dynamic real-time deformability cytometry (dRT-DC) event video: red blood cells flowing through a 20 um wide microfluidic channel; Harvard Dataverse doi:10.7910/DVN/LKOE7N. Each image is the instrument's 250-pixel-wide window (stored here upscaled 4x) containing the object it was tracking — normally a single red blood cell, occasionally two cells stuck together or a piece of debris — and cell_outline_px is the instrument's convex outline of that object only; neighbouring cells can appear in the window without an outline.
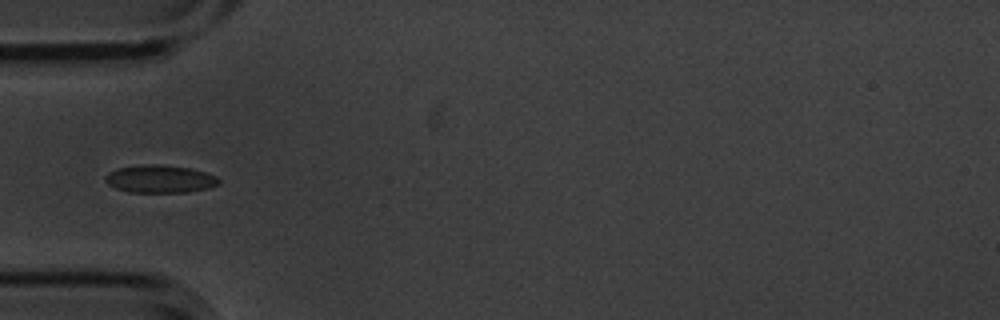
{"species": "common noctule bat (a hibernating species)", "species_latin": "Nyctalus noctula", "temperature_condition": "cold", "stored_images_in_passage": 6, "camera_frame_rate_fps": 3000, "um_per_image_px": 0.085, "animal": {"sex": "male", "body_mass_g": 20.1, "forearm_length_mm": 53.5}, "frame": {"image": 1, "passage_image": 4, "time_ms": 1.0, "image_size_px": [1000, 320], "cell_outline_px": [[220, 184], [208, 188], [188, 192], [128, 192], [116, 188], [108, 184], [104, 180], [104, 176], [108, 172], [116, 168], [140, 164], [160, 164], [192, 168], [216, 176], [220, 180]], "centroid_in_image_um": [13.57, 15.2], "position_along_channel_um": 71.4, "area_um2": 18.61}}
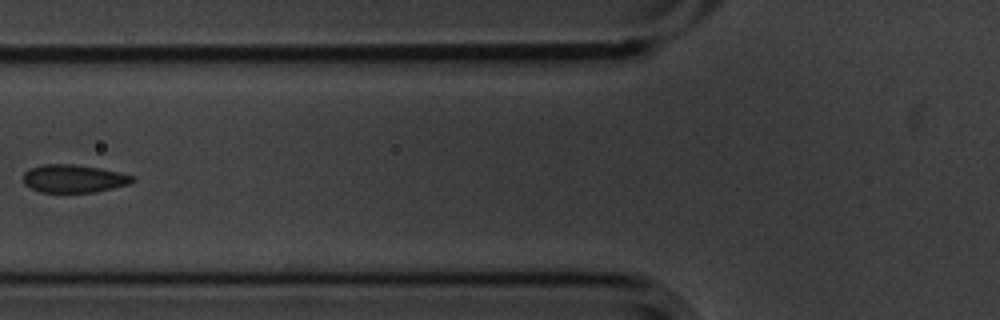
{"frame": {"image": 2, "passage_image": 5, "time_ms": 1.333, "image_size_px": [1000, 320], "cell_outline_px": [[136, 180], [128, 184], [112, 188], [92, 192], [40, 192], [24, 184], [24, 172], [32, 168], [44, 164], [76, 164], [100, 168], [136, 176]], "centroid_in_image_um": [6.29, 15.17], "position_along_channel_um": 119.5, "area_um2": 17.69}}
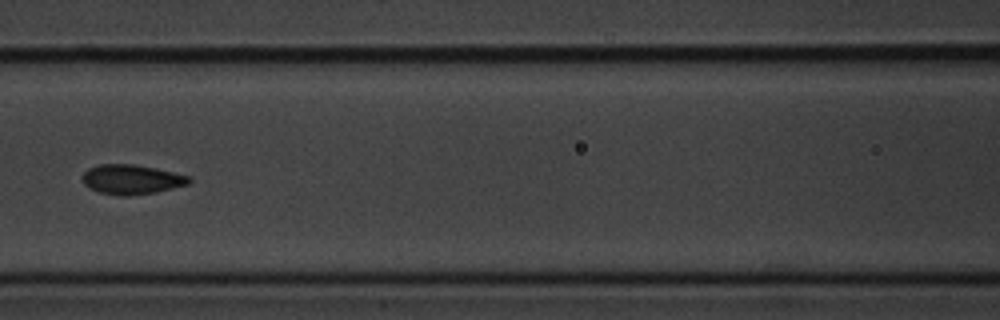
{"frame": {"image": 3, "passage_image": 6, "time_ms": 1.667, "image_size_px": [1000, 320], "cell_outline_px": [[192, 180], [188, 184], [156, 192], [128, 196], [120, 196], [100, 192], [88, 188], [84, 184], [84, 172], [88, 168], [100, 164], [132, 164], [192, 176]], "centroid_in_image_um": [11.19, 15.26], "position_along_channel_um": 155.4, "area_um2": 18.26}}